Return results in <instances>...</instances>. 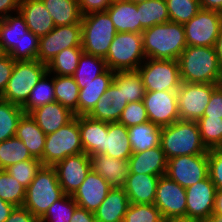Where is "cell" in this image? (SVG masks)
<instances>
[{
	"instance_id": "obj_1",
	"label": "cell",
	"mask_w": 222,
	"mask_h": 222,
	"mask_svg": "<svg viewBox=\"0 0 222 222\" xmlns=\"http://www.w3.org/2000/svg\"><path fill=\"white\" fill-rule=\"evenodd\" d=\"M0 50L15 61L37 59L39 38L28 29L19 11L0 20Z\"/></svg>"
},
{
	"instance_id": "obj_2",
	"label": "cell",
	"mask_w": 222,
	"mask_h": 222,
	"mask_svg": "<svg viewBox=\"0 0 222 222\" xmlns=\"http://www.w3.org/2000/svg\"><path fill=\"white\" fill-rule=\"evenodd\" d=\"M146 58L178 60L187 47L183 24L165 22L142 32Z\"/></svg>"
},
{
	"instance_id": "obj_3",
	"label": "cell",
	"mask_w": 222,
	"mask_h": 222,
	"mask_svg": "<svg viewBox=\"0 0 222 222\" xmlns=\"http://www.w3.org/2000/svg\"><path fill=\"white\" fill-rule=\"evenodd\" d=\"M181 82L216 84L221 67L213 47L187 46L178 58Z\"/></svg>"
},
{
	"instance_id": "obj_4",
	"label": "cell",
	"mask_w": 222,
	"mask_h": 222,
	"mask_svg": "<svg viewBox=\"0 0 222 222\" xmlns=\"http://www.w3.org/2000/svg\"><path fill=\"white\" fill-rule=\"evenodd\" d=\"M160 145L166 159L184 155H200L208 152L202 143L197 121L181 120L164 126L160 133Z\"/></svg>"
},
{
	"instance_id": "obj_5",
	"label": "cell",
	"mask_w": 222,
	"mask_h": 222,
	"mask_svg": "<svg viewBox=\"0 0 222 222\" xmlns=\"http://www.w3.org/2000/svg\"><path fill=\"white\" fill-rule=\"evenodd\" d=\"M64 195L54 167L42 165L26 188L23 207L40 219L48 208Z\"/></svg>"
},
{
	"instance_id": "obj_6",
	"label": "cell",
	"mask_w": 222,
	"mask_h": 222,
	"mask_svg": "<svg viewBox=\"0 0 222 222\" xmlns=\"http://www.w3.org/2000/svg\"><path fill=\"white\" fill-rule=\"evenodd\" d=\"M81 26L83 51L105 59L117 33L109 14L101 11L84 15Z\"/></svg>"
},
{
	"instance_id": "obj_7",
	"label": "cell",
	"mask_w": 222,
	"mask_h": 222,
	"mask_svg": "<svg viewBox=\"0 0 222 222\" xmlns=\"http://www.w3.org/2000/svg\"><path fill=\"white\" fill-rule=\"evenodd\" d=\"M145 60L142 34L133 32H117L105 58L114 72L137 70Z\"/></svg>"
},
{
	"instance_id": "obj_8",
	"label": "cell",
	"mask_w": 222,
	"mask_h": 222,
	"mask_svg": "<svg viewBox=\"0 0 222 222\" xmlns=\"http://www.w3.org/2000/svg\"><path fill=\"white\" fill-rule=\"evenodd\" d=\"M47 72V65L37 59L15 61L11 77L0 98L22 106L31 94L32 88Z\"/></svg>"
},
{
	"instance_id": "obj_9",
	"label": "cell",
	"mask_w": 222,
	"mask_h": 222,
	"mask_svg": "<svg viewBox=\"0 0 222 222\" xmlns=\"http://www.w3.org/2000/svg\"><path fill=\"white\" fill-rule=\"evenodd\" d=\"M83 152L79 129V116H75L56 132L46 135L45 147L42 154V165L54 166L68 156Z\"/></svg>"
},
{
	"instance_id": "obj_10",
	"label": "cell",
	"mask_w": 222,
	"mask_h": 222,
	"mask_svg": "<svg viewBox=\"0 0 222 222\" xmlns=\"http://www.w3.org/2000/svg\"><path fill=\"white\" fill-rule=\"evenodd\" d=\"M146 91H177L181 85L178 60H146L137 69Z\"/></svg>"
},
{
	"instance_id": "obj_11",
	"label": "cell",
	"mask_w": 222,
	"mask_h": 222,
	"mask_svg": "<svg viewBox=\"0 0 222 222\" xmlns=\"http://www.w3.org/2000/svg\"><path fill=\"white\" fill-rule=\"evenodd\" d=\"M216 84L181 82L177 93L181 120L198 121L203 117Z\"/></svg>"
},
{
	"instance_id": "obj_12",
	"label": "cell",
	"mask_w": 222,
	"mask_h": 222,
	"mask_svg": "<svg viewBox=\"0 0 222 222\" xmlns=\"http://www.w3.org/2000/svg\"><path fill=\"white\" fill-rule=\"evenodd\" d=\"M183 26L187 46L213 47L222 27V13L201 9Z\"/></svg>"
},
{
	"instance_id": "obj_13",
	"label": "cell",
	"mask_w": 222,
	"mask_h": 222,
	"mask_svg": "<svg viewBox=\"0 0 222 222\" xmlns=\"http://www.w3.org/2000/svg\"><path fill=\"white\" fill-rule=\"evenodd\" d=\"M81 43V23L55 26L47 35L39 38L37 60L47 65L62 50L70 47H82Z\"/></svg>"
},
{
	"instance_id": "obj_14",
	"label": "cell",
	"mask_w": 222,
	"mask_h": 222,
	"mask_svg": "<svg viewBox=\"0 0 222 222\" xmlns=\"http://www.w3.org/2000/svg\"><path fill=\"white\" fill-rule=\"evenodd\" d=\"M165 175L185 189L204 180L208 176V152L168 159Z\"/></svg>"
},
{
	"instance_id": "obj_15",
	"label": "cell",
	"mask_w": 222,
	"mask_h": 222,
	"mask_svg": "<svg viewBox=\"0 0 222 222\" xmlns=\"http://www.w3.org/2000/svg\"><path fill=\"white\" fill-rule=\"evenodd\" d=\"M154 205L165 221L186 217V189L167 175H162L157 182Z\"/></svg>"
},
{
	"instance_id": "obj_16",
	"label": "cell",
	"mask_w": 222,
	"mask_h": 222,
	"mask_svg": "<svg viewBox=\"0 0 222 222\" xmlns=\"http://www.w3.org/2000/svg\"><path fill=\"white\" fill-rule=\"evenodd\" d=\"M143 102L148 120L159 127L180 119L176 91H146Z\"/></svg>"
},
{
	"instance_id": "obj_17",
	"label": "cell",
	"mask_w": 222,
	"mask_h": 222,
	"mask_svg": "<svg viewBox=\"0 0 222 222\" xmlns=\"http://www.w3.org/2000/svg\"><path fill=\"white\" fill-rule=\"evenodd\" d=\"M216 192L209 175L186 188V217L204 222L213 213Z\"/></svg>"
},
{
	"instance_id": "obj_18",
	"label": "cell",
	"mask_w": 222,
	"mask_h": 222,
	"mask_svg": "<svg viewBox=\"0 0 222 222\" xmlns=\"http://www.w3.org/2000/svg\"><path fill=\"white\" fill-rule=\"evenodd\" d=\"M58 182L66 195L72 196L80 187L91 168L90 156L80 153L68 156L54 166Z\"/></svg>"
},
{
	"instance_id": "obj_19",
	"label": "cell",
	"mask_w": 222,
	"mask_h": 222,
	"mask_svg": "<svg viewBox=\"0 0 222 222\" xmlns=\"http://www.w3.org/2000/svg\"><path fill=\"white\" fill-rule=\"evenodd\" d=\"M127 105L128 102L123 95V84L114 76L113 83L88 116L106 123L118 122Z\"/></svg>"
},
{
	"instance_id": "obj_20",
	"label": "cell",
	"mask_w": 222,
	"mask_h": 222,
	"mask_svg": "<svg viewBox=\"0 0 222 222\" xmlns=\"http://www.w3.org/2000/svg\"><path fill=\"white\" fill-rule=\"evenodd\" d=\"M112 186L92 169L72 195L78 207L95 212L104 201Z\"/></svg>"
},
{
	"instance_id": "obj_21",
	"label": "cell",
	"mask_w": 222,
	"mask_h": 222,
	"mask_svg": "<svg viewBox=\"0 0 222 222\" xmlns=\"http://www.w3.org/2000/svg\"><path fill=\"white\" fill-rule=\"evenodd\" d=\"M29 114L46 135L56 132L75 117L73 112L57 101L39 106Z\"/></svg>"
},
{
	"instance_id": "obj_22",
	"label": "cell",
	"mask_w": 222,
	"mask_h": 222,
	"mask_svg": "<svg viewBox=\"0 0 222 222\" xmlns=\"http://www.w3.org/2000/svg\"><path fill=\"white\" fill-rule=\"evenodd\" d=\"M19 12L24 17L28 29L38 38L47 35L55 28L42 0H21Z\"/></svg>"
},
{
	"instance_id": "obj_23",
	"label": "cell",
	"mask_w": 222,
	"mask_h": 222,
	"mask_svg": "<svg viewBox=\"0 0 222 222\" xmlns=\"http://www.w3.org/2000/svg\"><path fill=\"white\" fill-rule=\"evenodd\" d=\"M91 168L112 187H123L129 175L128 160L109 157L106 154L90 155Z\"/></svg>"
},
{
	"instance_id": "obj_24",
	"label": "cell",
	"mask_w": 222,
	"mask_h": 222,
	"mask_svg": "<svg viewBox=\"0 0 222 222\" xmlns=\"http://www.w3.org/2000/svg\"><path fill=\"white\" fill-rule=\"evenodd\" d=\"M160 176L129 173L123 186L131 204H154Z\"/></svg>"
},
{
	"instance_id": "obj_25",
	"label": "cell",
	"mask_w": 222,
	"mask_h": 222,
	"mask_svg": "<svg viewBox=\"0 0 222 222\" xmlns=\"http://www.w3.org/2000/svg\"><path fill=\"white\" fill-rule=\"evenodd\" d=\"M129 173L162 176L166 174L167 159L161 145L142 152L132 153L128 160Z\"/></svg>"
},
{
	"instance_id": "obj_26",
	"label": "cell",
	"mask_w": 222,
	"mask_h": 222,
	"mask_svg": "<svg viewBox=\"0 0 222 222\" xmlns=\"http://www.w3.org/2000/svg\"><path fill=\"white\" fill-rule=\"evenodd\" d=\"M106 12L117 32L140 33L144 31L139 21L137 4L128 0H113Z\"/></svg>"
},
{
	"instance_id": "obj_27",
	"label": "cell",
	"mask_w": 222,
	"mask_h": 222,
	"mask_svg": "<svg viewBox=\"0 0 222 222\" xmlns=\"http://www.w3.org/2000/svg\"><path fill=\"white\" fill-rule=\"evenodd\" d=\"M81 144L87 155L104 153V132L108 123L93 119L88 115L79 116Z\"/></svg>"
},
{
	"instance_id": "obj_28",
	"label": "cell",
	"mask_w": 222,
	"mask_h": 222,
	"mask_svg": "<svg viewBox=\"0 0 222 222\" xmlns=\"http://www.w3.org/2000/svg\"><path fill=\"white\" fill-rule=\"evenodd\" d=\"M115 72L107 69L93 81L85 83L84 88L79 90L78 116L88 115L107 88L113 83Z\"/></svg>"
},
{
	"instance_id": "obj_29",
	"label": "cell",
	"mask_w": 222,
	"mask_h": 222,
	"mask_svg": "<svg viewBox=\"0 0 222 222\" xmlns=\"http://www.w3.org/2000/svg\"><path fill=\"white\" fill-rule=\"evenodd\" d=\"M130 205L123 187H112L104 201L94 212L97 222H123Z\"/></svg>"
},
{
	"instance_id": "obj_30",
	"label": "cell",
	"mask_w": 222,
	"mask_h": 222,
	"mask_svg": "<svg viewBox=\"0 0 222 222\" xmlns=\"http://www.w3.org/2000/svg\"><path fill=\"white\" fill-rule=\"evenodd\" d=\"M15 136L24 143L30 154L34 158L39 159L42 163L46 134L41 130L30 114H24L21 117Z\"/></svg>"
},
{
	"instance_id": "obj_31",
	"label": "cell",
	"mask_w": 222,
	"mask_h": 222,
	"mask_svg": "<svg viewBox=\"0 0 222 222\" xmlns=\"http://www.w3.org/2000/svg\"><path fill=\"white\" fill-rule=\"evenodd\" d=\"M132 153L128 128L119 122L108 123V132H104V154L121 160H129Z\"/></svg>"
},
{
	"instance_id": "obj_32",
	"label": "cell",
	"mask_w": 222,
	"mask_h": 222,
	"mask_svg": "<svg viewBox=\"0 0 222 222\" xmlns=\"http://www.w3.org/2000/svg\"><path fill=\"white\" fill-rule=\"evenodd\" d=\"M162 127L148 121L128 128V139L133 153H138L160 145Z\"/></svg>"
},
{
	"instance_id": "obj_33",
	"label": "cell",
	"mask_w": 222,
	"mask_h": 222,
	"mask_svg": "<svg viewBox=\"0 0 222 222\" xmlns=\"http://www.w3.org/2000/svg\"><path fill=\"white\" fill-rule=\"evenodd\" d=\"M55 26L81 23L82 14L78 0H42Z\"/></svg>"
},
{
	"instance_id": "obj_34",
	"label": "cell",
	"mask_w": 222,
	"mask_h": 222,
	"mask_svg": "<svg viewBox=\"0 0 222 222\" xmlns=\"http://www.w3.org/2000/svg\"><path fill=\"white\" fill-rule=\"evenodd\" d=\"M79 86L73 76L54 75L55 99L78 116Z\"/></svg>"
},
{
	"instance_id": "obj_35",
	"label": "cell",
	"mask_w": 222,
	"mask_h": 222,
	"mask_svg": "<svg viewBox=\"0 0 222 222\" xmlns=\"http://www.w3.org/2000/svg\"><path fill=\"white\" fill-rule=\"evenodd\" d=\"M105 59L83 52L73 78L79 89L107 70Z\"/></svg>"
},
{
	"instance_id": "obj_36",
	"label": "cell",
	"mask_w": 222,
	"mask_h": 222,
	"mask_svg": "<svg viewBox=\"0 0 222 222\" xmlns=\"http://www.w3.org/2000/svg\"><path fill=\"white\" fill-rule=\"evenodd\" d=\"M137 10L144 29L170 21L165 0H144L137 3Z\"/></svg>"
},
{
	"instance_id": "obj_37",
	"label": "cell",
	"mask_w": 222,
	"mask_h": 222,
	"mask_svg": "<svg viewBox=\"0 0 222 222\" xmlns=\"http://www.w3.org/2000/svg\"><path fill=\"white\" fill-rule=\"evenodd\" d=\"M56 101L54 93V75L46 73L32 88L27 101L21 106L25 114L35 108Z\"/></svg>"
},
{
	"instance_id": "obj_38",
	"label": "cell",
	"mask_w": 222,
	"mask_h": 222,
	"mask_svg": "<svg viewBox=\"0 0 222 222\" xmlns=\"http://www.w3.org/2000/svg\"><path fill=\"white\" fill-rule=\"evenodd\" d=\"M83 52L82 47H70L62 50L47 64L48 73L73 76Z\"/></svg>"
},
{
	"instance_id": "obj_39",
	"label": "cell",
	"mask_w": 222,
	"mask_h": 222,
	"mask_svg": "<svg viewBox=\"0 0 222 222\" xmlns=\"http://www.w3.org/2000/svg\"><path fill=\"white\" fill-rule=\"evenodd\" d=\"M25 160H39L34 158L24 143L16 136L0 142V170Z\"/></svg>"
},
{
	"instance_id": "obj_40",
	"label": "cell",
	"mask_w": 222,
	"mask_h": 222,
	"mask_svg": "<svg viewBox=\"0 0 222 222\" xmlns=\"http://www.w3.org/2000/svg\"><path fill=\"white\" fill-rule=\"evenodd\" d=\"M24 114L21 106L0 98V142L16 135L19 120Z\"/></svg>"
},
{
	"instance_id": "obj_41",
	"label": "cell",
	"mask_w": 222,
	"mask_h": 222,
	"mask_svg": "<svg viewBox=\"0 0 222 222\" xmlns=\"http://www.w3.org/2000/svg\"><path fill=\"white\" fill-rule=\"evenodd\" d=\"M115 77L123 84V95L128 103L143 100L146 90L138 70L115 72Z\"/></svg>"
},
{
	"instance_id": "obj_42",
	"label": "cell",
	"mask_w": 222,
	"mask_h": 222,
	"mask_svg": "<svg viewBox=\"0 0 222 222\" xmlns=\"http://www.w3.org/2000/svg\"><path fill=\"white\" fill-rule=\"evenodd\" d=\"M26 188L6 170H0V198L15 207L23 206Z\"/></svg>"
},
{
	"instance_id": "obj_43",
	"label": "cell",
	"mask_w": 222,
	"mask_h": 222,
	"mask_svg": "<svg viewBox=\"0 0 222 222\" xmlns=\"http://www.w3.org/2000/svg\"><path fill=\"white\" fill-rule=\"evenodd\" d=\"M197 123L202 143L206 148H222V118L202 117Z\"/></svg>"
},
{
	"instance_id": "obj_44",
	"label": "cell",
	"mask_w": 222,
	"mask_h": 222,
	"mask_svg": "<svg viewBox=\"0 0 222 222\" xmlns=\"http://www.w3.org/2000/svg\"><path fill=\"white\" fill-rule=\"evenodd\" d=\"M171 22L184 24L200 10L199 0H165Z\"/></svg>"
},
{
	"instance_id": "obj_45",
	"label": "cell",
	"mask_w": 222,
	"mask_h": 222,
	"mask_svg": "<svg viewBox=\"0 0 222 222\" xmlns=\"http://www.w3.org/2000/svg\"><path fill=\"white\" fill-rule=\"evenodd\" d=\"M77 207L78 205L72 196L65 194L48 208L40 218V222H70Z\"/></svg>"
},
{
	"instance_id": "obj_46",
	"label": "cell",
	"mask_w": 222,
	"mask_h": 222,
	"mask_svg": "<svg viewBox=\"0 0 222 222\" xmlns=\"http://www.w3.org/2000/svg\"><path fill=\"white\" fill-rule=\"evenodd\" d=\"M123 222H165V220L154 204L130 203Z\"/></svg>"
},
{
	"instance_id": "obj_47",
	"label": "cell",
	"mask_w": 222,
	"mask_h": 222,
	"mask_svg": "<svg viewBox=\"0 0 222 222\" xmlns=\"http://www.w3.org/2000/svg\"><path fill=\"white\" fill-rule=\"evenodd\" d=\"M40 160H25L16 164L10 165L5 170L22 186L27 188L32 180L35 178L37 171L41 168Z\"/></svg>"
},
{
	"instance_id": "obj_48",
	"label": "cell",
	"mask_w": 222,
	"mask_h": 222,
	"mask_svg": "<svg viewBox=\"0 0 222 222\" xmlns=\"http://www.w3.org/2000/svg\"><path fill=\"white\" fill-rule=\"evenodd\" d=\"M148 116L143 100L131 102L122 111L119 123L127 128L148 122Z\"/></svg>"
},
{
	"instance_id": "obj_49",
	"label": "cell",
	"mask_w": 222,
	"mask_h": 222,
	"mask_svg": "<svg viewBox=\"0 0 222 222\" xmlns=\"http://www.w3.org/2000/svg\"><path fill=\"white\" fill-rule=\"evenodd\" d=\"M208 175L217 190H222V148L208 149Z\"/></svg>"
},
{
	"instance_id": "obj_50",
	"label": "cell",
	"mask_w": 222,
	"mask_h": 222,
	"mask_svg": "<svg viewBox=\"0 0 222 222\" xmlns=\"http://www.w3.org/2000/svg\"><path fill=\"white\" fill-rule=\"evenodd\" d=\"M14 65L15 60L10 55L6 53L0 54V97L6 89Z\"/></svg>"
},
{
	"instance_id": "obj_51",
	"label": "cell",
	"mask_w": 222,
	"mask_h": 222,
	"mask_svg": "<svg viewBox=\"0 0 222 222\" xmlns=\"http://www.w3.org/2000/svg\"><path fill=\"white\" fill-rule=\"evenodd\" d=\"M203 117L222 118V91L218 87L213 90Z\"/></svg>"
},
{
	"instance_id": "obj_52",
	"label": "cell",
	"mask_w": 222,
	"mask_h": 222,
	"mask_svg": "<svg viewBox=\"0 0 222 222\" xmlns=\"http://www.w3.org/2000/svg\"><path fill=\"white\" fill-rule=\"evenodd\" d=\"M82 16L93 13L106 11L113 0H78Z\"/></svg>"
},
{
	"instance_id": "obj_53",
	"label": "cell",
	"mask_w": 222,
	"mask_h": 222,
	"mask_svg": "<svg viewBox=\"0 0 222 222\" xmlns=\"http://www.w3.org/2000/svg\"><path fill=\"white\" fill-rule=\"evenodd\" d=\"M5 222H40L27 208L15 207Z\"/></svg>"
},
{
	"instance_id": "obj_54",
	"label": "cell",
	"mask_w": 222,
	"mask_h": 222,
	"mask_svg": "<svg viewBox=\"0 0 222 222\" xmlns=\"http://www.w3.org/2000/svg\"><path fill=\"white\" fill-rule=\"evenodd\" d=\"M21 0H0V20L19 11Z\"/></svg>"
},
{
	"instance_id": "obj_55",
	"label": "cell",
	"mask_w": 222,
	"mask_h": 222,
	"mask_svg": "<svg viewBox=\"0 0 222 222\" xmlns=\"http://www.w3.org/2000/svg\"><path fill=\"white\" fill-rule=\"evenodd\" d=\"M70 222H97L93 212L77 207Z\"/></svg>"
},
{
	"instance_id": "obj_56",
	"label": "cell",
	"mask_w": 222,
	"mask_h": 222,
	"mask_svg": "<svg viewBox=\"0 0 222 222\" xmlns=\"http://www.w3.org/2000/svg\"><path fill=\"white\" fill-rule=\"evenodd\" d=\"M201 9L214 10L222 13V0H199Z\"/></svg>"
},
{
	"instance_id": "obj_57",
	"label": "cell",
	"mask_w": 222,
	"mask_h": 222,
	"mask_svg": "<svg viewBox=\"0 0 222 222\" xmlns=\"http://www.w3.org/2000/svg\"><path fill=\"white\" fill-rule=\"evenodd\" d=\"M15 208L14 205L0 198V222H5Z\"/></svg>"
},
{
	"instance_id": "obj_58",
	"label": "cell",
	"mask_w": 222,
	"mask_h": 222,
	"mask_svg": "<svg viewBox=\"0 0 222 222\" xmlns=\"http://www.w3.org/2000/svg\"><path fill=\"white\" fill-rule=\"evenodd\" d=\"M214 48H215V51H216V55L218 57L220 67L222 68V27L219 31L218 36H217Z\"/></svg>"
},
{
	"instance_id": "obj_59",
	"label": "cell",
	"mask_w": 222,
	"mask_h": 222,
	"mask_svg": "<svg viewBox=\"0 0 222 222\" xmlns=\"http://www.w3.org/2000/svg\"><path fill=\"white\" fill-rule=\"evenodd\" d=\"M213 213L222 215V190H217Z\"/></svg>"
},
{
	"instance_id": "obj_60",
	"label": "cell",
	"mask_w": 222,
	"mask_h": 222,
	"mask_svg": "<svg viewBox=\"0 0 222 222\" xmlns=\"http://www.w3.org/2000/svg\"><path fill=\"white\" fill-rule=\"evenodd\" d=\"M165 222H203V221L188 217H180V218L169 219Z\"/></svg>"
},
{
	"instance_id": "obj_61",
	"label": "cell",
	"mask_w": 222,
	"mask_h": 222,
	"mask_svg": "<svg viewBox=\"0 0 222 222\" xmlns=\"http://www.w3.org/2000/svg\"><path fill=\"white\" fill-rule=\"evenodd\" d=\"M204 222H222V215L212 213Z\"/></svg>"
},
{
	"instance_id": "obj_62",
	"label": "cell",
	"mask_w": 222,
	"mask_h": 222,
	"mask_svg": "<svg viewBox=\"0 0 222 222\" xmlns=\"http://www.w3.org/2000/svg\"><path fill=\"white\" fill-rule=\"evenodd\" d=\"M217 87L222 91V69L218 77V81L216 83Z\"/></svg>"
},
{
	"instance_id": "obj_63",
	"label": "cell",
	"mask_w": 222,
	"mask_h": 222,
	"mask_svg": "<svg viewBox=\"0 0 222 222\" xmlns=\"http://www.w3.org/2000/svg\"><path fill=\"white\" fill-rule=\"evenodd\" d=\"M128 1H131V2H133V3H135V4H137V3L142 2V1H144V0H128Z\"/></svg>"
}]
</instances>
